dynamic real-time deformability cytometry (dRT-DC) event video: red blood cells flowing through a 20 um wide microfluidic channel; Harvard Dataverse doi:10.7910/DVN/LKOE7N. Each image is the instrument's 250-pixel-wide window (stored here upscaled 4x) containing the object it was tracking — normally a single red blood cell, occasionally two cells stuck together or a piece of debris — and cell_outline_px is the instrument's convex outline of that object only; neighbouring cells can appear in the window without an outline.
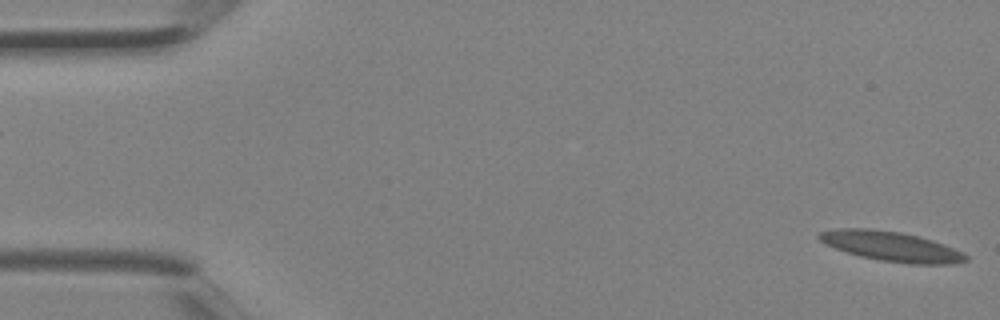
{"species": "Egyptian fruit bat (a non-hibernating species)", "species_latin": "Rousettus aegyptiacus", "temperature_condition": "room temperature", "stored_images_in_passage": 2, "camera_frame_rate_fps": 3000, "um_per_image_px": 0.085, "animal": {"sex": "female"}, "frame": {"image": 1, "passage_image": 2, "time_ms": 0.333, "image_size_px": [1000, 320], "cell_outline_px": [[968, 260], [952, 264], [908, 264], [880, 260], [860, 256], [836, 248], [820, 240], [816, 236], [820, 232], [836, 228], [868, 228], [900, 232], [920, 236], [944, 244], [968, 256]], "centroid_in_image_um": [75.76, 20.93], "position_along_channel_um": 9.2, "area_um2": 25.26}}